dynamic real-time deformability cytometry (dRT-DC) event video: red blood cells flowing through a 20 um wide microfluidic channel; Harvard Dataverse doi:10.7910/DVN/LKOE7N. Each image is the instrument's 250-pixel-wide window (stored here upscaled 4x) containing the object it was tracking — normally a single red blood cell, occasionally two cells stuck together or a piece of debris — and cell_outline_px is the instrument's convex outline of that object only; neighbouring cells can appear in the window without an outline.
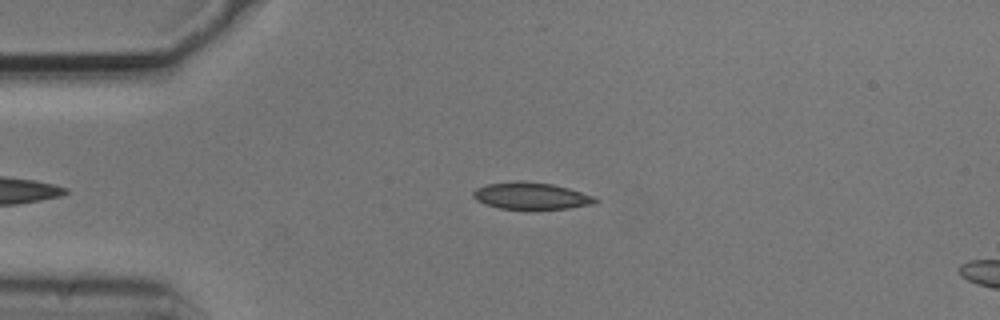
{"species": "common noctule bat (a hibernating species)", "species_latin": "Nyctalus noctula", "temperature_condition": "cold", "stored_images_in_passage": 39, "camera_frame_rate_fps": 3000, "um_per_image_px": 0.085, "animal": {"sex": "male", "body_mass_g": 20.5, "forearm_length_mm": 52.5}, "frame": {"image": 1, "passage_image": 2, "time_ms": 0.333, "image_size_px": [1000, 320], "cell_outline_px": [[600, 200], [596, 204], [568, 208], [500, 208], [476, 200], [472, 196], [472, 192], [476, 188], [488, 184], [516, 180], [520, 180], [552, 184], [568, 188], [592, 196]], "centroid_in_image_um": [45.15, 16.63], "position_along_channel_um": 39.9, "area_um2": 18.84}}
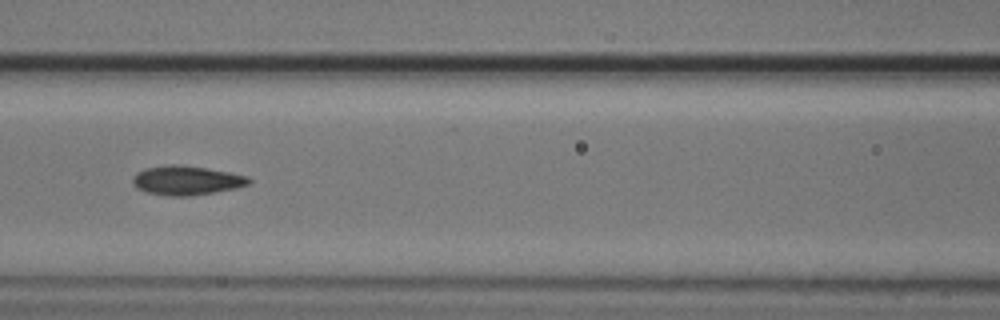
{"frame": {"image": 2, "passage_image": 13, "time_ms": 4.0, "image_size_px": [1000, 320], "cell_outline_px": [[252, 184], [236, 188], [188, 196], [168, 196], [148, 192], [136, 188], [132, 184], [132, 180], [136, 172], [144, 168], [168, 164], [180, 164], [208, 168], [248, 176], [252, 180]], "centroid_in_image_um": [15.85, 15.32], "position_along_channel_um": 150.8, "area_um2": 19.94}}
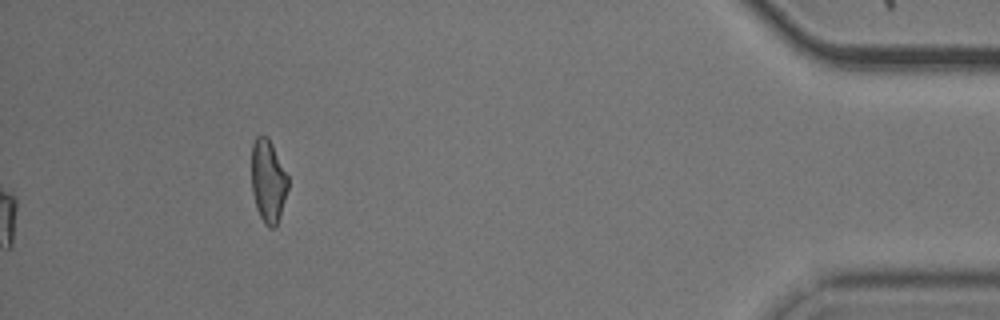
{"frame": {"image": 3, "passage_image": 39, "time_ms": 12.667, "image_size_px": [1000, 320], "cell_outline_px": [[288, 188], [280, 216], [276, 228], [268, 228], [264, 224], [256, 208], [252, 192], [252, 144], [256, 136], [268, 136], [288, 176]], "centroid_in_image_um": [22.79, 15.42], "position_along_channel_um": 412.4, "area_um2": 17.69}, "authors_computed_cell_mechanics": {"area_um2": 19.4208, "velocity_mm_per_s": 3.7274, "shape_relaxation_time_tau1_ms": 4.5259, "shape_relaxation_time_tau2_ms": 2.6912, "deformation_change_tau1": 0.1202, "deformation_change_tau2": 0.0841}}